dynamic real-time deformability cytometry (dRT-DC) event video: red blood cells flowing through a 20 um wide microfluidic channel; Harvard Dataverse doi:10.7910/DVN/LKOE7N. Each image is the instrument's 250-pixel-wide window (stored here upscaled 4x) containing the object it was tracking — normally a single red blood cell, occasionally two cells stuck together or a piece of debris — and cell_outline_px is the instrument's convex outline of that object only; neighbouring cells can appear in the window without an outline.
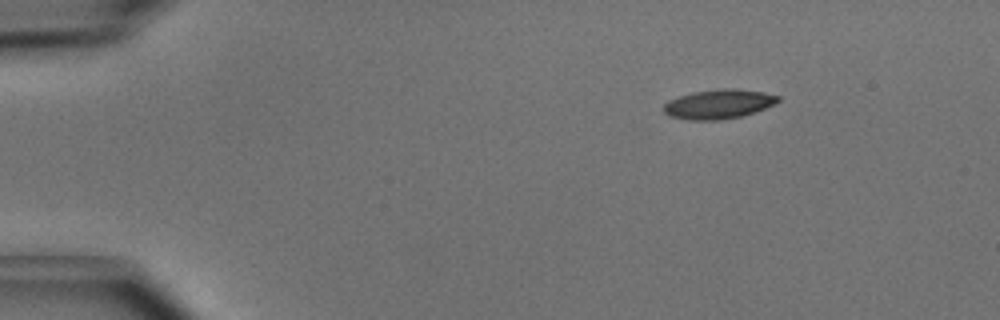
{"species": "common noctule bat (a hibernating species)", "species_latin": "Nyctalus noctula", "temperature_condition": "cold", "stored_images_in_passage": 5, "camera_frame_rate_fps": 3000, "um_per_image_px": 0.085, "animal": {"sex": "male", "body_mass_g": 15.6}, "frame": {"image": 1, "passage_image": 1, "time_ms": 0.0, "image_size_px": [1000, 320], "cell_outline_px": [[780, 100], [764, 108], [740, 116], [720, 120], [688, 120], [668, 116], [664, 112], [664, 104], [668, 100], [692, 92], [724, 88], [736, 88], [764, 92], [780, 96]], "centroid_in_image_um": [61.05, 8.84], "position_along_channel_um": 24.0, "area_um2": 19.48}}
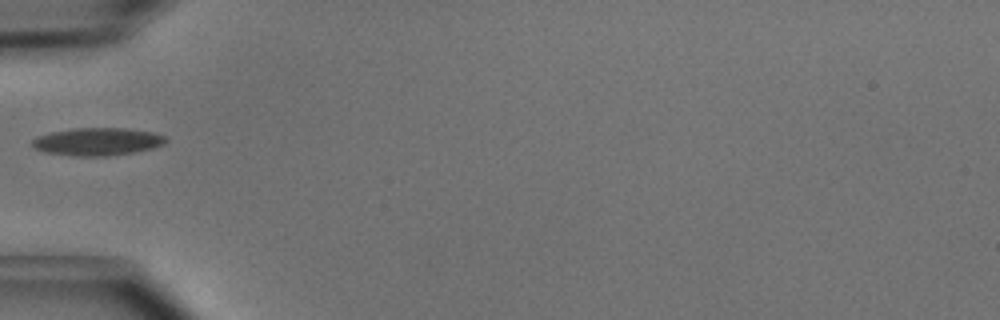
{"frame": {"image": 2, "passage_image": 3, "time_ms": 0.667, "image_size_px": [1000, 320], "cell_outline_px": [[168, 140], [164, 144], [152, 148], [136, 152], [108, 156], [72, 156], [44, 152], [36, 148], [32, 144], [32, 140], [36, 136], [52, 132], [76, 128], [124, 128], [152, 132], [164, 136]], "centroid_in_image_um": [8.28, 12.04], "position_along_channel_um": 76.7, "area_um2": 21.56}}
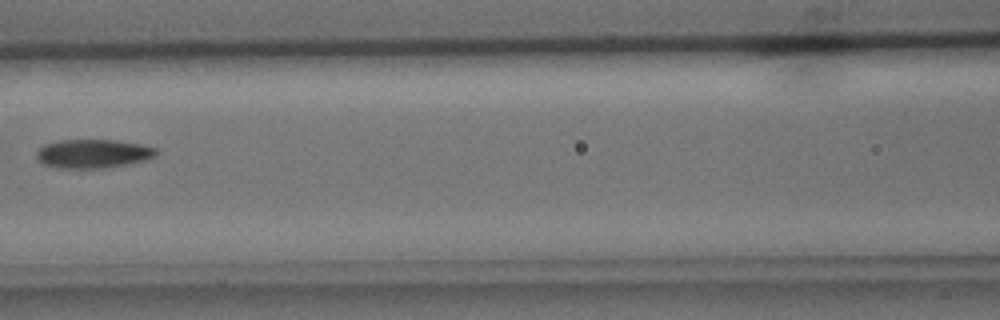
{"frame": {"image": 3, "passage_image": 5, "time_ms": 1.333, "image_size_px": [1000, 320], "cell_outline_px": [[156, 156], [144, 160], [104, 168], [56, 168], [40, 164], [36, 160], [36, 152], [44, 144], [60, 140], [116, 140], [140, 144], [156, 148]], "centroid_in_image_um": [7.83, 13.06], "position_along_channel_um": 158.8, "area_um2": 20.11}}